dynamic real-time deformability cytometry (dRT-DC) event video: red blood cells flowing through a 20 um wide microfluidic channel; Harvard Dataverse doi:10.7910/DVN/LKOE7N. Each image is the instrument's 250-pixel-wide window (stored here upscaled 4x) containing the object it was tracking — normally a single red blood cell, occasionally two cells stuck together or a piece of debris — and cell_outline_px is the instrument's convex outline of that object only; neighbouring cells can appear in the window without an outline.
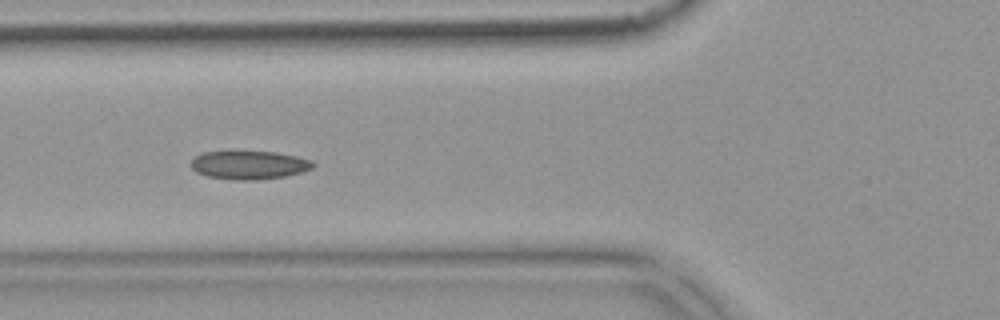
{"species": "common noctule bat (a hibernating species)", "species_latin": "Nyctalus noctula", "temperature_condition": "warm", "stored_images_in_passage": 32, "camera_frame_rate_fps": 3000, "um_per_image_px": 0.085, "animal": {"sex": "female", "body_mass_g": 18.4}, "frame": {"image": 1, "passage_image": 10, "time_ms": 3.0, "image_size_px": [1000, 320], "cell_outline_px": [[316, 164], [312, 168], [300, 172], [284, 176], [256, 180], [236, 180], [208, 176], [196, 172], [188, 164], [200, 152], [232, 148], [276, 152], [296, 156], [312, 160]], "centroid_in_image_um": [21.1, 13.96], "position_along_channel_um": 104.7, "area_um2": 21.21}, "authors_computed_cell_mechanics": {"area_um2": 18.4382, "velocity_mm_per_s": 3.7666, "shape_relaxation_time_tau1_ms": null, "shape_relaxation_time_tau2_ms": 4.1286, "deformation_change_tau1": null, "deformation_change_tau2": 0.0859}}